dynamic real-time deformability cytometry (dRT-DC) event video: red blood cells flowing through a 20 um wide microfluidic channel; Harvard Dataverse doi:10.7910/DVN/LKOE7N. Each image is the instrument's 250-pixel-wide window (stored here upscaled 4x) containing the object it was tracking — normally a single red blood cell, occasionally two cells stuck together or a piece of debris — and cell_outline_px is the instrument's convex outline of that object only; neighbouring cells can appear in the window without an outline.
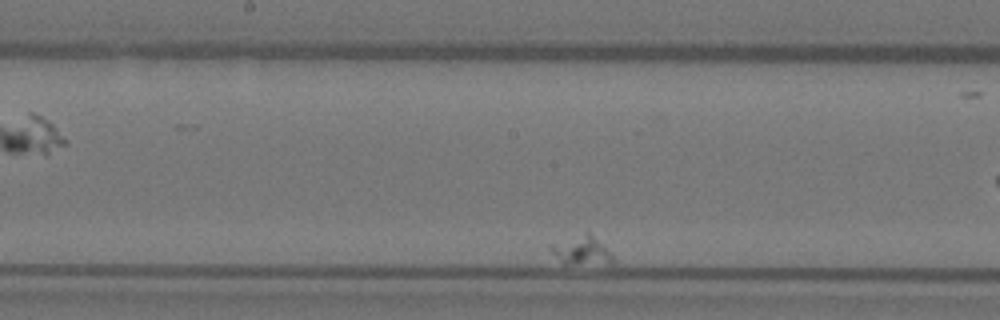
{"species": "Egyptian fruit bat (a non-hibernating species)", "species_latin": "Rousettus aegyptiacus", "temperature_condition": "warm", "stored_images_in_passage": 54, "camera_frame_rate_fps": 3000, "um_per_image_px": 0.085, "animal": {"sex": "female"}, "frame": {"image": 1, "passage_image": 26, "time_ms": 8.333, "image_size_px": [1000, 320], "cell_outline_px": [[616, 260], [612, 264], [564, 264], [548, 248], [548, 244], [588, 228], [608, 248]], "centroid_in_image_um": [49.46, 21.21], "position_along_channel_um": 198.7, "area_um2": 11.44}}
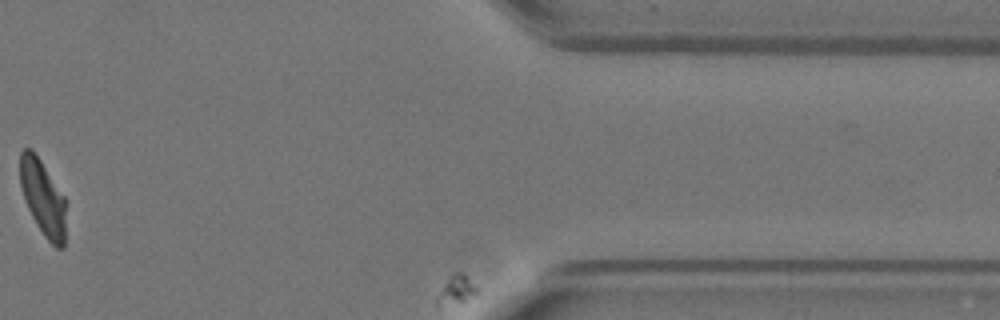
{"frame": {"image": 2, "passage_image": 49, "time_ms": 16.0, "image_size_px": [1000, 320], "cell_outline_px": [[64, 248], [56, 248], [44, 236], [36, 224], [24, 200], [20, 184], [20, 152], [24, 148], [32, 148], [64, 196]], "centroid_in_image_um": [3.61, 16.8], "position_along_channel_um": 407.8, "area_um2": 19.88}}